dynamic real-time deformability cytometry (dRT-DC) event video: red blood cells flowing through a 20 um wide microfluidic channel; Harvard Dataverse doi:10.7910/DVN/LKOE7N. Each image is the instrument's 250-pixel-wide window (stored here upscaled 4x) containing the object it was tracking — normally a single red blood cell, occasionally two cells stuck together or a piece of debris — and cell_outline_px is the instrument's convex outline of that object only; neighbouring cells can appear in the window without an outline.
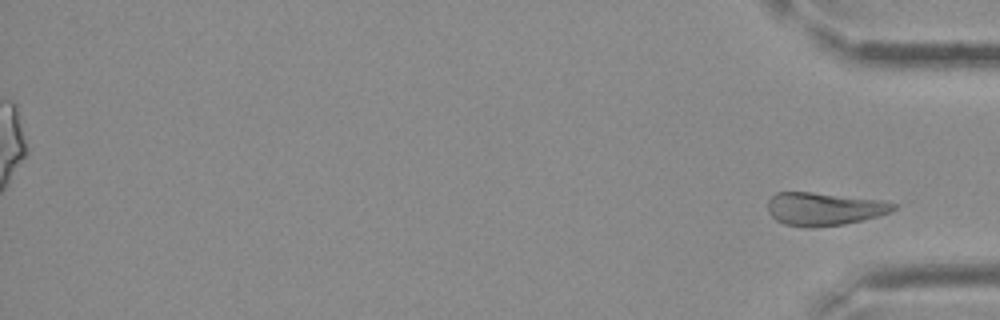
{"species": "Egyptian fruit bat (a non-hibernating species)", "species_latin": "Rousettus aegyptiacus", "temperature_condition": "cold", "stored_images_in_passage": 29, "segment_of_instrument_passage": [2, 2], "camera_frame_rate_fps": 3000, "um_per_image_px": 0.085, "frame": {"image": 1, "passage_image": 29, "time_ms": 9.333, "image_size_px": [1000, 320], "cell_outline_px": [[896, 208], [892, 212], [880, 216], [844, 224], [816, 228], [808, 228], [784, 224], [776, 220], [768, 212], [768, 200], [776, 192], [812, 192], [880, 200], [896, 204]], "centroid_in_image_um": [70.04, 17.77], "position_along_channel_um": 365.2, "area_um2": 24.33}}